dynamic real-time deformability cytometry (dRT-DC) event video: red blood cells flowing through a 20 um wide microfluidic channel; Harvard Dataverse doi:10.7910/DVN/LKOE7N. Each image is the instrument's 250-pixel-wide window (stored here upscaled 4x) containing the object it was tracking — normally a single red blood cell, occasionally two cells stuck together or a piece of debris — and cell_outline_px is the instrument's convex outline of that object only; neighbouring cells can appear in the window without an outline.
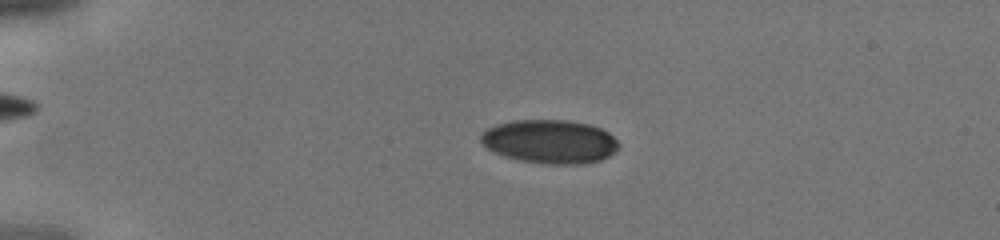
{"species": "human", "species_latin": "Homo sapiens", "temperature_condition": "cold", "stored_images_in_passage": 4, "camera_frame_rate_fps": 3000, "um_per_image_px": 0.085, "donor": {"sex": "male"}, "frame": {"image": 1, "passage_image": 3, "time_ms": 0.667, "image_size_px": [1000, 240], "cell_outline_px": [[620, 144], [616, 152], [600, 160], [584, 164], [548, 164], [520, 160], [504, 156], [488, 148], [480, 140], [480, 136], [488, 128], [496, 124], [512, 120], [568, 120], [588, 124], [600, 128], [608, 132]], "centroid_in_image_um": [46.76, 12.03], "position_along_channel_um": 38.2, "area_um2": 35.03}}